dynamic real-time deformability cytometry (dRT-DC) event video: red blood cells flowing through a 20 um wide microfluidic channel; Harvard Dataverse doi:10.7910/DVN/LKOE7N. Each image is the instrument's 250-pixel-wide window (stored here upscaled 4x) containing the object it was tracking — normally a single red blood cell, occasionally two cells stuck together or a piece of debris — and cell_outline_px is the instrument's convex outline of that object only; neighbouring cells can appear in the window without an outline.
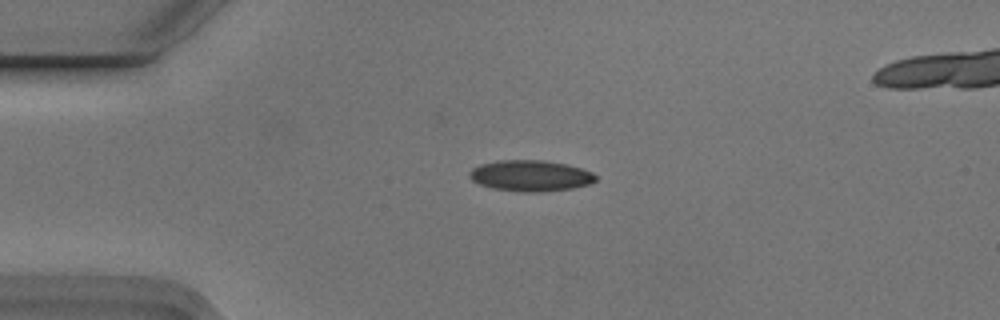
{"species": "Egyptian fruit bat (a non-hibernating species)", "species_latin": "Rousettus aegyptiacus", "temperature_condition": "cold", "stored_images_in_passage": 4, "camera_frame_rate_fps": 3000, "um_per_image_px": 0.085, "animal": {"sex": "male"}, "frame": {"image": 1, "passage_image": 2, "time_ms": 0.333, "image_size_px": [1000, 320], "cell_outline_px": [[596, 180], [588, 184], [572, 188], [540, 192], [524, 192], [492, 188], [480, 184], [472, 180], [468, 176], [468, 172], [472, 168], [480, 164], [500, 160], [544, 160], [568, 164], [592, 172], [596, 176]], "centroid_in_image_um": [45.07, 14.93], "position_along_channel_um": 39.9, "area_um2": 22.83}}